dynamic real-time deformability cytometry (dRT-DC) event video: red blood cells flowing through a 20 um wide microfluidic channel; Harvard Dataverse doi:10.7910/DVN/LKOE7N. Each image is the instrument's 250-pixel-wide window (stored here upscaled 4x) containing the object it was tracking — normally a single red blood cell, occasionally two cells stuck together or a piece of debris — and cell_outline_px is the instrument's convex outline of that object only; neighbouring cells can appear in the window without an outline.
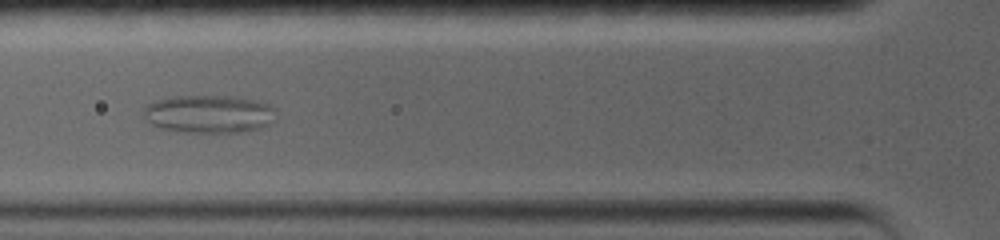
{"species": "common noctule bat (a hibernating species)", "species_latin": "Nyctalus noctula", "temperature_condition": "warm", "stored_images_in_passage": 41, "camera_frame_rate_fps": 5000, "um_per_image_px": 0.085, "animal": {"sex": "female", "body_mass_g": 19.0, "forearm_length_mm": 56.7}, "frame": {"image": 1, "passage_image": 7, "time_ms": 3.0, "image_size_px": [1000, 240], "cell_outline_px": [[276, 108], [268, 124], [260, 128], [244, 132], [176, 132], [160, 128], [144, 120], [144, 108], [148, 104], [156, 100], [176, 96], [236, 96], [268, 104]], "centroid_in_image_um": [17.71, 9.69], "position_along_channel_um": 108.1, "area_um2": 29.25}}
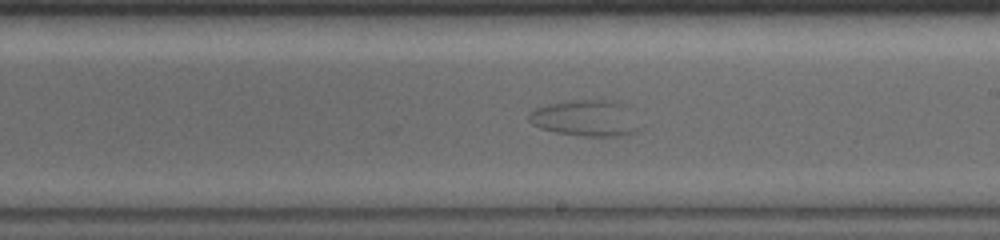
{"frame": {"image": 2, "passage_image": 26, "time_ms": 7.2, "image_size_px": [1000, 240], "cell_outline_px": [[636, 128], [632, 132], [616, 136], [580, 136], [556, 132], [540, 128], [532, 124], [528, 120], [528, 112], [536, 108], [548, 104], [572, 100], [616, 100], [624, 104]], "centroid_in_image_um": [49.64, 10.03], "position_along_channel_um": 239.4, "area_um2": 22.72}}
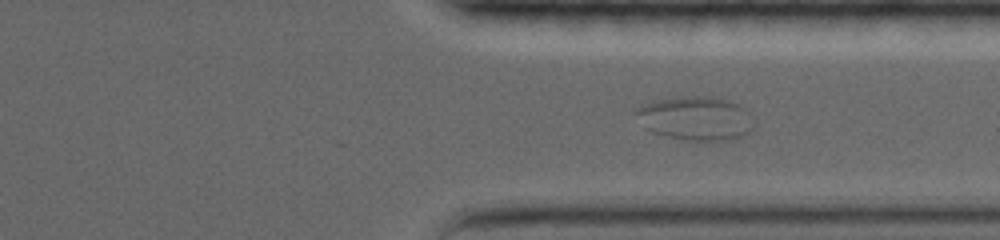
{"frame": {"image": 3, "passage_image": 41, "time_ms": 10.8, "image_size_px": [1000, 240], "cell_outline_px": [[752, 132], [732, 140], [692, 140], [664, 136], [652, 132], [644, 128], [632, 112], [640, 104], [656, 100], [676, 96], [712, 96], [728, 100], [744, 108], [748, 112], [752, 124]], "centroid_in_image_um": [59.06, 10.04], "position_along_channel_um": 352.3, "area_um2": 30.46}}